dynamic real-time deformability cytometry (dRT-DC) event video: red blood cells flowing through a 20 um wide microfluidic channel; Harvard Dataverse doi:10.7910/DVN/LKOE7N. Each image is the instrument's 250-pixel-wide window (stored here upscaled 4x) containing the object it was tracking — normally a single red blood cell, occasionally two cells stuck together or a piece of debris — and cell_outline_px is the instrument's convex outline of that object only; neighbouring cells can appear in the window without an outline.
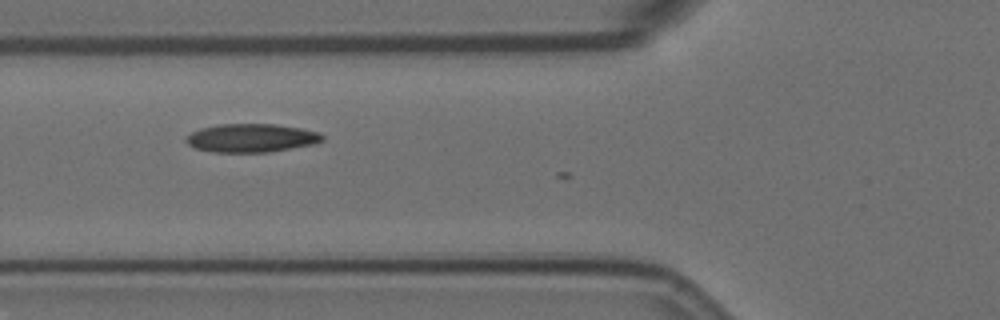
{"species": "Egyptian fruit bat (a non-hibernating species)", "species_latin": "Rousettus aegyptiacus", "temperature_condition": "room temperature", "stored_images_in_passage": 6, "camera_frame_rate_fps": 3000, "um_per_image_px": 0.085, "animal": {"sex": "female"}, "frame": {"image": 1, "passage_image": 4, "time_ms": 1.0, "image_size_px": [1000, 320], "cell_outline_px": [[324, 140], [312, 144], [268, 152], [212, 152], [196, 148], [188, 144], [184, 140], [184, 136], [200, 128], [220, 124], [276, 124], [300, 128], [320, 132], [324, 136]], "centroid_in_image_um": [21.34, 11.72], "position_along_channel_um": 104.5, "area_um2": 22.6}}